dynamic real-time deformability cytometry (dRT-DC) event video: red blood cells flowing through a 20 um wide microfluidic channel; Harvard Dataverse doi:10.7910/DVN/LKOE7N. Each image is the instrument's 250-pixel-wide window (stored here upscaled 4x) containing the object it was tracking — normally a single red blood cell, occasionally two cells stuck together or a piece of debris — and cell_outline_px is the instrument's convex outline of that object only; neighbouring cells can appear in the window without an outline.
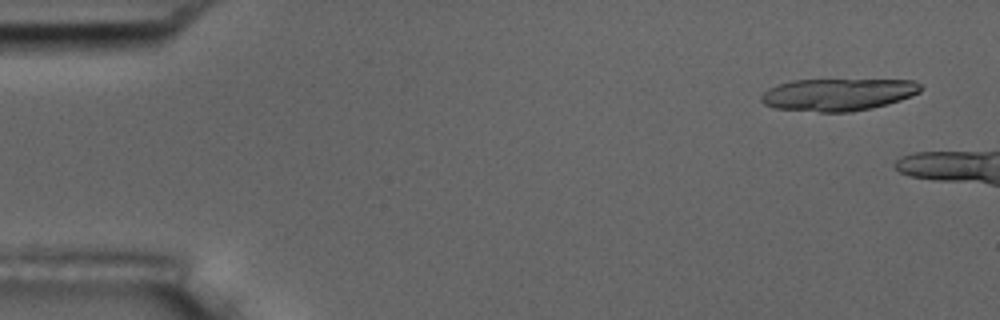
{"species": "common noctule bat (a hibernating species)", "species_latin": "Nyctalus noctula", "temperature_condition": "room temperature", "stored_images_in_passage": 5, "camera_frame_rate_fps": 3000, "um_per_image_px": 0.085, "animal": {"sex": "male", "body_mass_g": 17.5, "forearm_length_mm": 52.3}, "frame": {"image": 1, "passage_image": 1, "time_ms": 0.0, "image_size_px": [1000, 320], "cell_outline_px": [[924, 88], [920, 92], [912, 96], [888, 104], [872, 108], [852, 112], [820, 112], [776, 108], [764, 104], [760, 100], [760, 96], [768, 88], [792, 80], [916, 80]], "centroid_in_image_um": [71.26, 8.04], "position_along_channel_um": 13.7, "area_um2": 30.11}}